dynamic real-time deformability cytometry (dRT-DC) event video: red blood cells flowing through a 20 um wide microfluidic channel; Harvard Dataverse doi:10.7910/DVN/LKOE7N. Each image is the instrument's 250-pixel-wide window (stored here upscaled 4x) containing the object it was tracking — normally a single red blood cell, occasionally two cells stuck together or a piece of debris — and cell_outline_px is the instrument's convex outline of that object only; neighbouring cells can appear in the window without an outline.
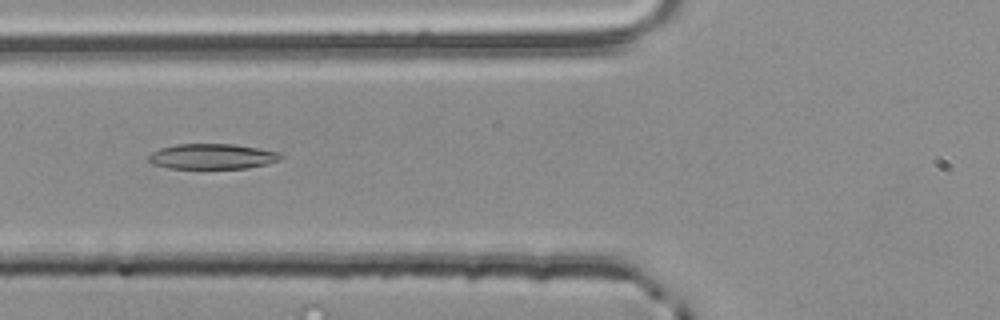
{"species": "common noctule bat (a hibernating species)", "species_latin": "Nyctalus noctula", "temperature_condition": "room temperature", "stored_images_in_passage": 30, "camera_frame_rate_fps": 3000, "um_per_image_px": 0.085, "animal": {"sex": "male", "body_mass_g": 20.4}, "frame": {"image": 1, "passage_image": 16, "time_ms": 5.0, "image_size_px": [1000, 320], "cell_outline_px": [[284, 156], [280, 160], [268, 164], [248, 168], [168, 168], [152, 164], [148, 160], [148, 156], [152, 152], [160, 148], [176, 144], [232, 144], [260, 148], [280, 152]], "centroid_in_image_um": [18.07, 13.29], "position_along_channel_um": 107.7, "area_um2": 19.65}}
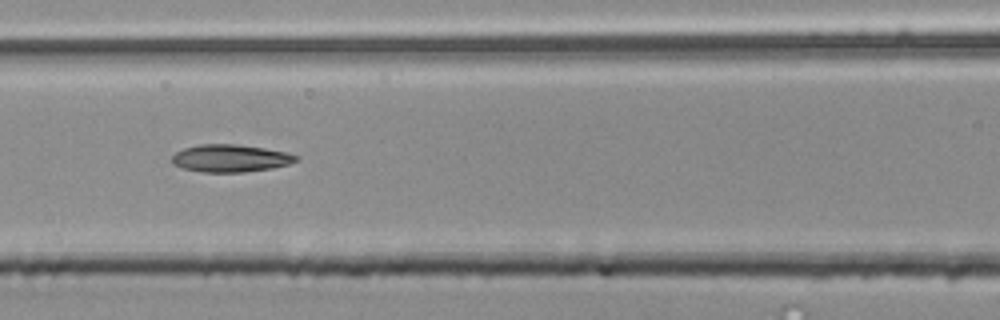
{"frame": {"image": 2, "passage_image": 19, "time_ms": 6.0, "image_size_px": [1000, 320], "cell_outline_px": [[300, 160], [288, 164], [272, 168], [240, 172], [200, 172], [184, 168], [172, 164], [172, 156], [176, 152], [184, 148], [200, 144], [236, 144], [264, 148], [288, 152], [300, 156]], "centroid_in_image_um": [19.61, 13.45], "position_along_channel_um": 147.0, "area_um2": 19.94}}
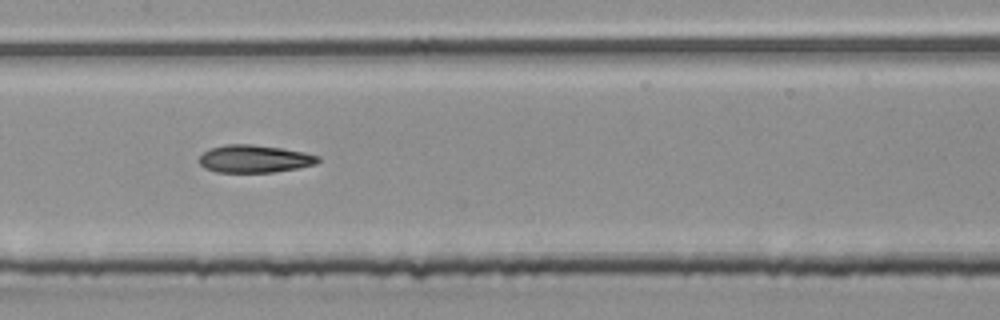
{"frame": {"image": 3, "passage_image": 22, "time_ms": 7.0, "image_size_px": [1000, 320], "cell_outline_px": [[320, 160], [316, 164], [296, 168], [272, 172], [216, 172], [204, 168], [200, 164], [200, 156], [208, 148], [224, 144], [252, 144], [280, 148], [304, 152], [320, 156]], "centroid_in_image_um": [21.61, 13.49], "position_along_channel_um": 185.8, "area_um2": 19.13}}